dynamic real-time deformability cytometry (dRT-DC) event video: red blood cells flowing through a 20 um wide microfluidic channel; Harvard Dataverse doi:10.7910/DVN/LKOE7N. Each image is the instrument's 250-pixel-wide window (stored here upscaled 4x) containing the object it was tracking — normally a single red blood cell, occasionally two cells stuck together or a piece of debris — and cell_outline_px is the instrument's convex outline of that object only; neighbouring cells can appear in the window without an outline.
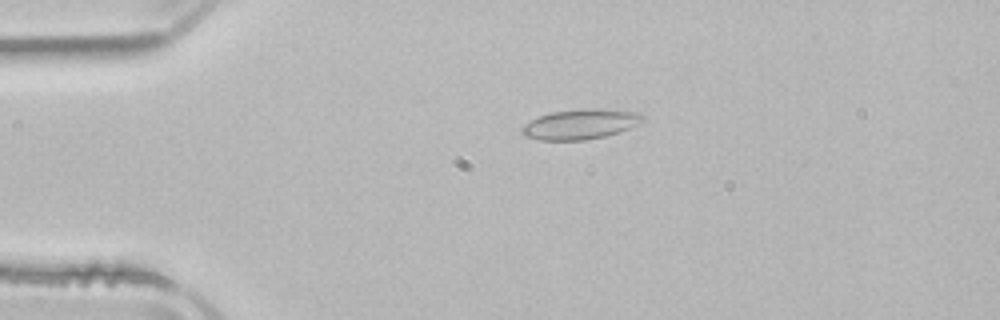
{"species": "common noctule bat (a hibernating species)", "species_latin": "Nyctalus noctula", "temperature_condition": "room temperature", "stored_images_in_passage": 50, "camera_frame_rate_fps": 3000, "um_per_image_px": 0.085, "animal": {"sex": "male", "body_mass_g": 21.5, "forearm_length_mm": 52.0}, "frame": {"image": 1, "passage_image": 9, "time_ms": 2.667, "image_size_px": [1000, 320], "cell_outline_px": [[644, 120], [620, 132], [604, 136], [584, 140], [540, 140], [524, 136], [520, 132], [520, 128], [524, 124], [540, 116], [552, 112], [588, 108], [592, 108], [640, 112], [644, 116]], "centroid_in_image_um": [49.32, 10.56], "position_along_channel_um": 35.7, "area_um2": 21.04}}
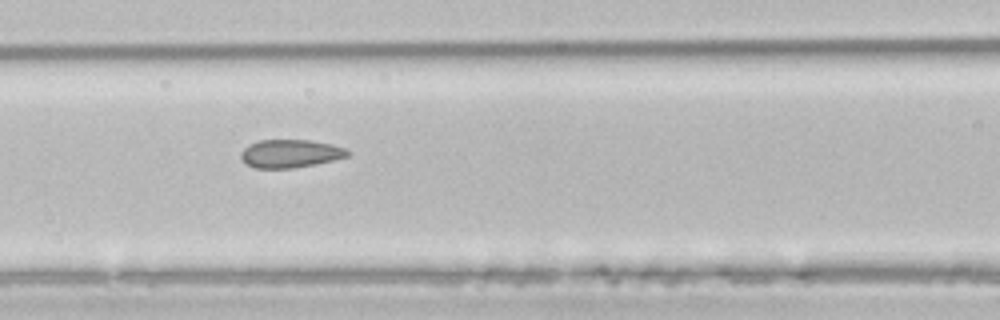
{"frame": {"image": 2, "passage_image": 20, "time_ms": 6.333, "image_size_px": [1000, 320], "cell_outline_px": [[352, 152], [348, 156], [332, 160], [292, 168], [256, 168], [248, 164], [240, 156], [240, 152], [248, 144], [260, 140], [312, 140], [332, 144], [344, 148]], "centroid_in_image_um": [24.68, 13.04], "position_along_channel_um": 141.9, "area_um2": 17.34}}
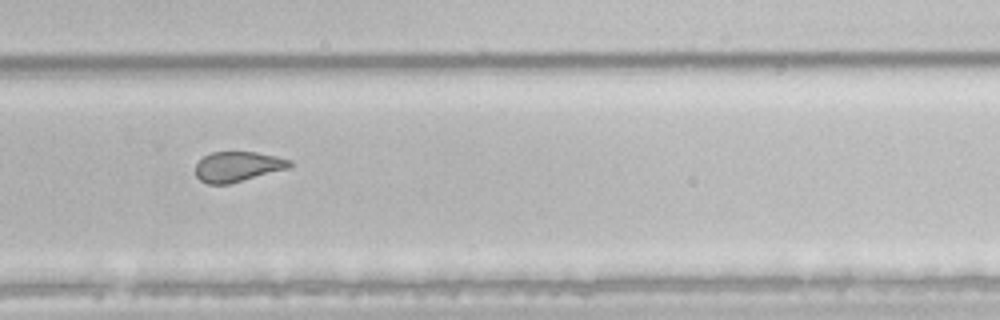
{"frame": {"image": 3, "passage_image": 33, "time_ms": 10.667, "image_size_px": [1000, 320], "cell_outline_px": [[292, 168], [228, 184], [208, 184], [200, 180], [196, 176], [196, 164], [204, 156], [212, 152], [256, 152], [276, 156], [292, 160]], "centroid_in_image_um": [20.25, 14.16], "position_along_channel_um": 309.6, "area_um2": 16.65}, "authors_computed_cell_mechanics": {"area_um2": 19.1029, "velocity_mm_per_s": 3.886, "shape_relaxation_time_tau1_ms": null, "shape_relaxation_time_tau2_ms": 1.7421, "deformation_change_tau1": null, "deformation_change_tau2": 0.0787}}